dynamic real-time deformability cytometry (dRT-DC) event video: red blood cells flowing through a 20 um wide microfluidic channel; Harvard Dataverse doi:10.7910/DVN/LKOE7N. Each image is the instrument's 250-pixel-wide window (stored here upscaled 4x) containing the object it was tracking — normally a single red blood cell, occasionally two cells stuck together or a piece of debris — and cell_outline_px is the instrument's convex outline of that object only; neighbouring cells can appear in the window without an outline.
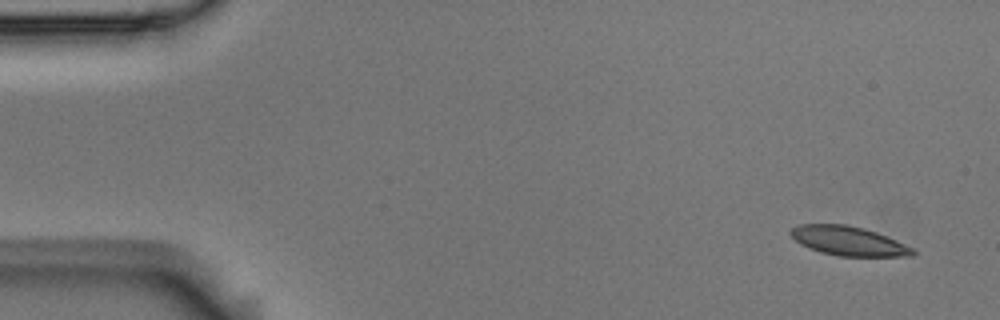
{"species": "Egyptian fruit bat (a non-hibernating species)", "species_latin": "Rousettus aegyptiacus", "temperature_condition": "room temperature", "stored_images_in_passage": 9, "camera_frame_rate_fps": 3000, "um_per_image_px": 0.085, "animal": {"sex": "male"}, "frame": {"image": 1, "passage_image": 1, "time_ms": 0.0, "image_size_px": [1000, 320], "cell_outline_px": [[916, 256], [840, 256], [820, 252], [808, 248], [800, 244], [788, 232], [796, 224], [848, 224], [864, 228], [876, 232], [916, 248]], "centroid_in_image_um": [72.14, 20.48], "position_along_channel_um": 12.9, "area_um2": 21.04}}
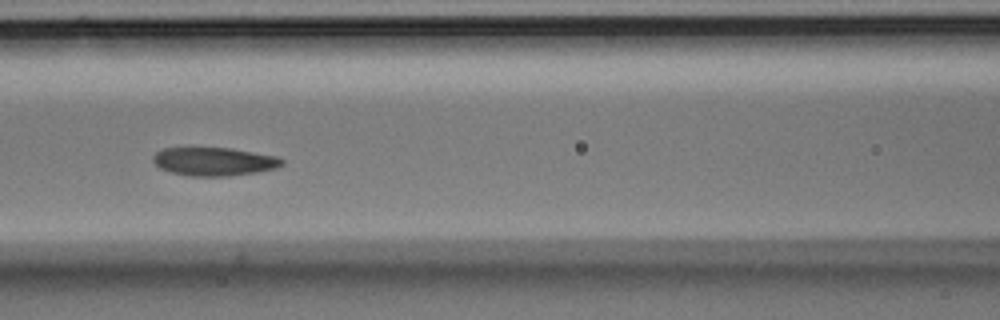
{"frame": {"image": 2, "passage_image": 7, "time_ms": 2.0, "image_size_px": [1000, 320], "cell_outline_px": [[284, 164], [276, 168], [256, 172], [232, 176], [188, 176], [172, 172], [160, 168], [152, 160], [152, 156], [156, 152], [164, 148], [232, 148], [276, 156], [284, 160]], "centroid_in_image_um": [18.2, 13.73], "position_along_channel_um": 148.4, "area_um2": 21.33}}
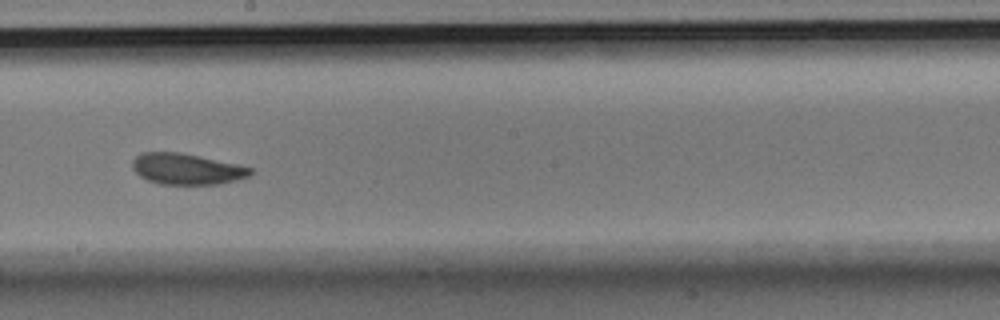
{"frame": {"image": 3, "passage_image": 9, "time_ms": 2.667, "image_size_px": [1000, 320], "cell_outline_px": [[252, 172], [248, 176], [236, 180], [220, 184], [160, 184], [148, 180], [140, 176], [132, 168], [132, 160], [140, 152], [180, 152], [200, 156], [236, 164], [252, 168]], "centroid_in_image_um": [15.83, 14.36], "position_along_channel_um": 232.4, "area_um2": 21.27}}